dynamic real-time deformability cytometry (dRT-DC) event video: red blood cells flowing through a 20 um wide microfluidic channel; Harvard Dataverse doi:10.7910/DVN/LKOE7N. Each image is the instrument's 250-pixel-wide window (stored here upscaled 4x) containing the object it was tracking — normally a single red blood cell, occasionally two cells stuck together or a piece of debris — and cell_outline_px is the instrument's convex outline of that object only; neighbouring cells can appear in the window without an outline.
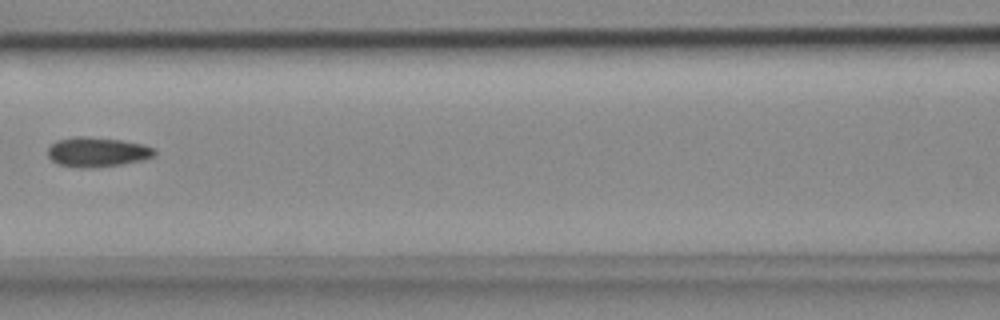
{"species": "common noctule bat (a hibernating species)", "species_latin": "Nyctalus noctula", "temperature_condition": "cold", "stored_images_in_passage": 5, "camera_frame_rate_fps": 3000, "um_per_image_px": 0.085, "animal": {"sex": "female", "body_mass_g": 18.4}, "frame": {"image": 1, "passage_image": 4, "time_ms": 1.0, "image_size_px": [1000, 320], "cell_outline_px": [[156, 156], [144, 160], [124, 164], [92, 168], [80, 168], [56, 164], [48, 156], [48, 148], [56, 140], [72, 136], [84, 136], [120, 140], [144, 144], [156, 148]], "centroid_in_image_um": [8.29, 12.93], "position_along_channel_um": 158.3, "area_um2": 18.84}}
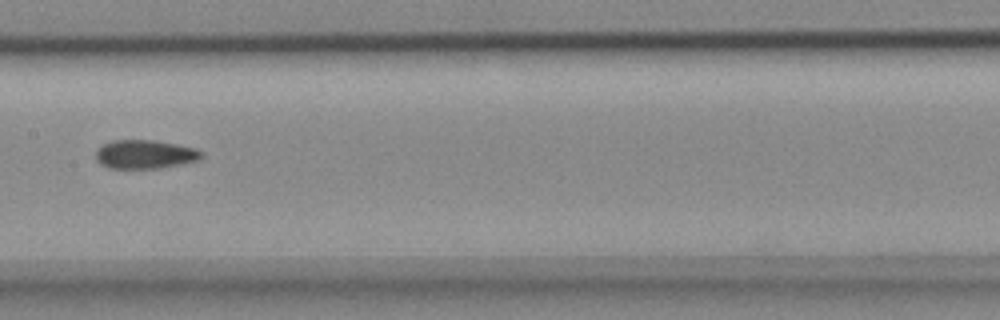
{"frame": {"image": 2, "passage_image": 5, "time_ms": 1.333, "image_size_px": [1000, 320], "cell_outline_px": [[204, 156], [196, 160], [180, 164], [160, 168], [108, 168], [100, 164], [96, 160], [96, 148], [112, 140], [152, 140], [176, 144], [196, 148], [204, 152]], "centroid_in_image_um": [12.3, 13.11], "position_along_channel_um": 195.1, "area_um2": 17.74}}